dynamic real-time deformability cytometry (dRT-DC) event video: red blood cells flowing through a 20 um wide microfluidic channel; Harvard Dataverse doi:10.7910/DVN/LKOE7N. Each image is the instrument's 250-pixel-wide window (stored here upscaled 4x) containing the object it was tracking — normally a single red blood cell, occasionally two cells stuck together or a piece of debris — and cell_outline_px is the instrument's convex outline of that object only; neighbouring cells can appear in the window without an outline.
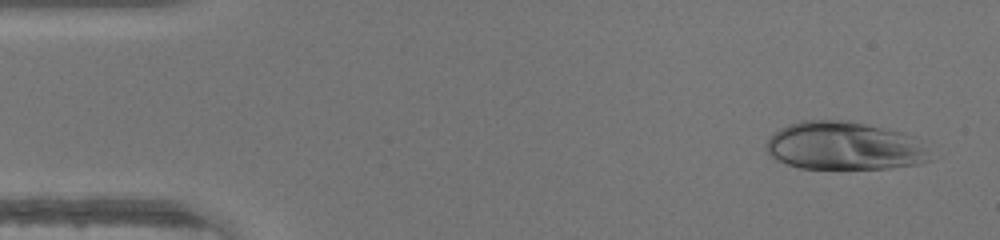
{"species": "human", "species_latin": "Homo sapiens", "temperature_condition": "warm", "stored_images_in_passage": 38, "camera_frame_rate_fps": 3000, "um_per_image_px": 0.085, "donor": {"sex": "male"}, "frame": {"image": 1, "passage_image": 2, "time_ms": 0.333, "image_size_px": [1000, 240], "cell_outline_px": [[932, 160], [916, 164], [888, 168], [800, 168], [776, 160], [764, 148], [768, 136], [780, 128], [788, 124], [800, 120], [844, 120], [904, 132], [916, 136]], "centroid_in_image_um": [71.72, 12.39], "position_along_channel_um": 13.3, "area_um2": 46.01}}
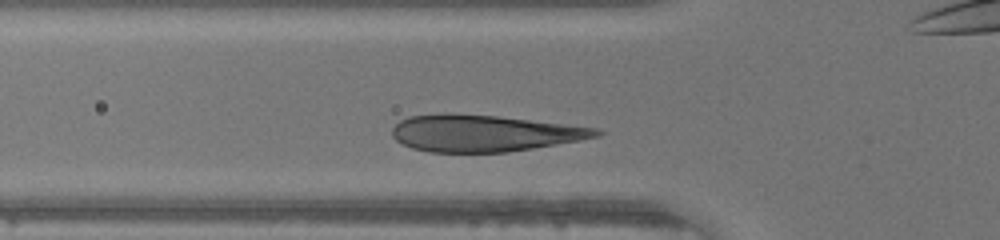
{"frame": {"image": 2, "passage_image": 15, "time_ms": 4.667, "image_size_px": [1000, 240], "cell_outline_px": [[604, 132], [600, 136], [580, 140], [508, 152], [428, 152], [412, 148], [396, 140], [392, 136], [392, 128], [400, 120], [408, 116], [496, 116], [596, 128]], "centroid_in_image_um": [41.17, 11.36], "position_along_channel_um": 84.6, "area_um2": 42.19}}
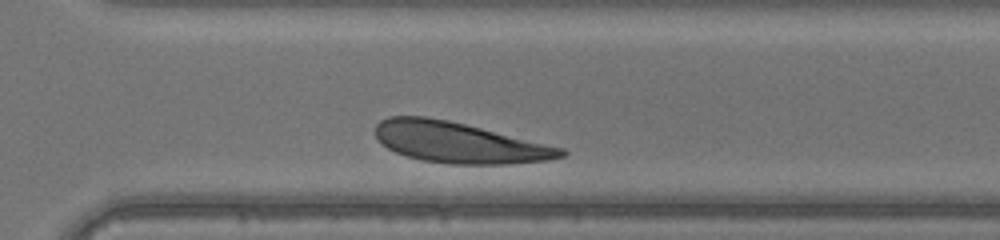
{"frame": {"image": 3, "passage_image": 33, "time_ms": 10.667, "image_size_px": [1000, 240], "cell_outline_px": [[568, 152], [564, 156], [552, 160], [508, 164], [448, 164], [420, 160], [396, 152], [380, 144], [376, 140], [376, 124], [380, 120], [388, 116], [424, 116], [448, 120], [564, 148]], "centroid_in_image_um": [39.0, 12.12], "position_along_channel_um": 331.6, "area_um2": 44.16}}